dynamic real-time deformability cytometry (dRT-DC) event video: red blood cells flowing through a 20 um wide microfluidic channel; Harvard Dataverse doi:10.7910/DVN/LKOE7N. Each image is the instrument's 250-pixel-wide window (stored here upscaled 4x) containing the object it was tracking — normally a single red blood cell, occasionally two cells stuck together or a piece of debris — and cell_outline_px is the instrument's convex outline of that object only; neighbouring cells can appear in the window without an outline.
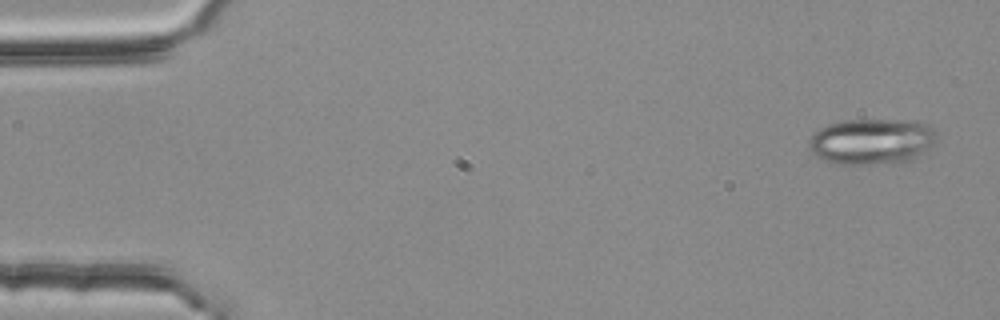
{"species": "common noctule bat (a hibernating species)", "species_latin": "Nyctalus noctula", "temperature_condition": "room temperature", "stored_images_in_passage": 3, "camera_frame_rate_fps": 3000, "um_per_image_px": 0.085, "animal": {"sex": "female", "body_mass_g": 25.1}, "frame": {"image": 1, "passage_image": 1, "time_ms": 0.0, "image_size_px": [1000, 320], "cell_outline_px": [[936, 140], [928, 148], [912, 160], [852, 164], [840, 164], [824, 160], [816, 156], [812, 152], [808, 144], [808, 140], [820, 128], [828, 124], [848, 120], [916, 120], [928, 124], [936, 132]], "centroid_in_image_um": [74.1, 11.99], "position_along_channel_um": 10.9, "area_um2": 33.7}}